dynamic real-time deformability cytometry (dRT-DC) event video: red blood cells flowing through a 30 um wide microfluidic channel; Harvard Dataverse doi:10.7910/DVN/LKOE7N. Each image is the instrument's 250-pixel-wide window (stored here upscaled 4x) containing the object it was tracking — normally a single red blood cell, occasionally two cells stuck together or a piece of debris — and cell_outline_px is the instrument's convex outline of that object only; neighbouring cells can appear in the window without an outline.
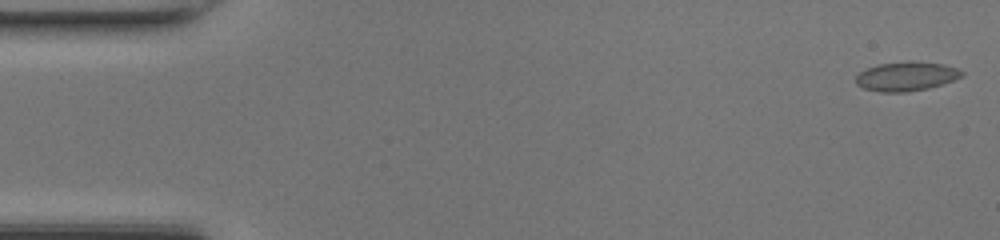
{"species": "common noctule bat (a hibernating species)", "species_latin": "Nyctalus noctula", "temperature_condition": "room temperature", "stored_images_in_passage": 48, "camera_frame_rate_fps": 3000, "um_per_image_px": 0.085, "animal": {"sex": "female", "body_mass_g": 17.0, "forearm_length_mm": 48.0}, "frame": {"image": 1, "passage_image": 1, "time_ms": 0.0, "image_size_px": [1000, 240], "cell_outline_px": [[964, 72], [960, 76], [952, 80], [928, 88], [904, 92], [880, 92], [864, 88], [856, 84], [856, 76], [860, 72], [868, 68], [880, 64], [908, 60], [912, 60], [944, 64], [956, 68]], "centroid_in_image_um": [77.01, 6.47], "position_along_channel_um": 8.0, "area_um2": 17.86}}
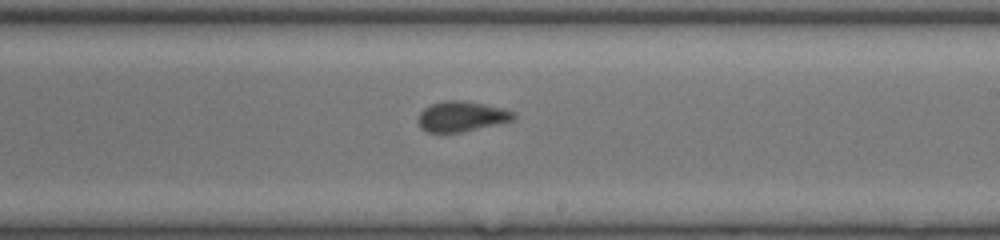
{"frame": {"image": 2, "passage_image": 28, "time_ms": 9.0, "image_size_px": [1000, 240], "cell_outline_px": [[516, 116], [512, 120], [464, 132], [428, 132], [420, 128], [416, 120], [420, 112], [424, 108], [432, 104], [444, 100], [460, 100], [484, 104], [504, 108], [516, 112]], "centroid_in_image_um": [39.21, 9.89], "position_along_channel_um": 249.8, "area_um2": 16.94}}
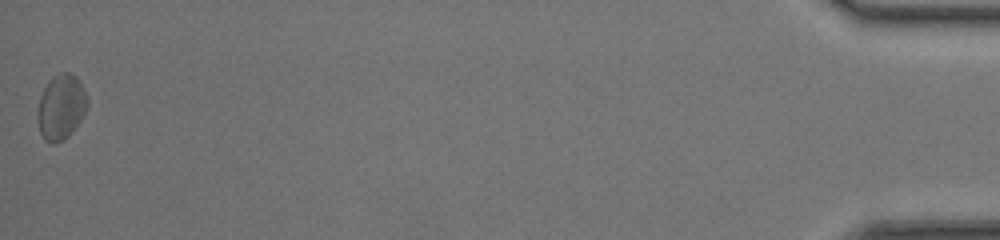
{"frame": {"image": 3, "passage_image": 48, "time_ms": 15.667, "image_size_px": [1000, 240], "cell_outline_px": [[88, 108], [80, 120], [68, 136], [56, 144], [52, 144], [44, 140], [40, 132], [36, 116], [36, 112], [40, 96], [48, 80], [52, 76], [60, 72], [68, 72], [76, 76], [80, 80], [88, 96]], "centroid_in_image_um": [5.18, 9.08], "position_along_channel_um": 430.0, "area_um2": 19.31}, "authors_computed_cell_mechanics": {"area_um2": 17.0799, "velocity_mm_per_s": 4.2881, "shape_relaxation_time_tau1_ms": null, "shape_relaxation_time_tau2_ms": 0.9195, "deformation_change_tau1": null, "deformation_change_tau2": 0.0554}}